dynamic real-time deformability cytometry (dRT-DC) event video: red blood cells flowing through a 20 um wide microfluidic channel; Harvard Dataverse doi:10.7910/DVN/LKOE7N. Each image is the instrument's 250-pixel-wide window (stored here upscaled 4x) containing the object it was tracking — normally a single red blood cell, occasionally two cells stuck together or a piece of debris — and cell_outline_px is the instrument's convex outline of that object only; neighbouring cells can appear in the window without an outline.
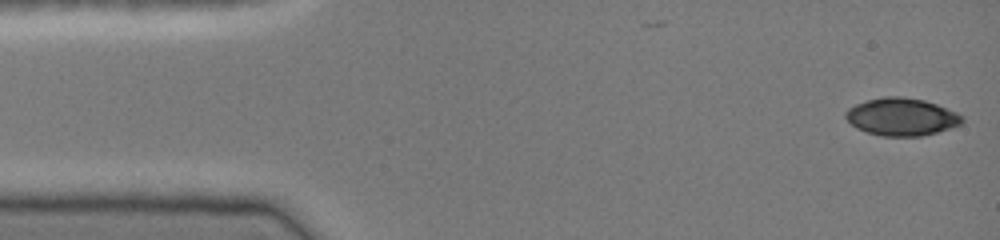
{"species": "common noctule bat (a hibernating species)", "species_latin": "Nyctalus noctula", "temperature_condition": "cold", "stored_images_in_passage": 45, "camera_frame_rate_fps": 3000, "um_per_image_px": 0.085, "animal": {"sex": "female", "body_mass_g": 19.0, "forearm_length_mm": 51.5}, "frame": {"image": 1, "passage_image": 1, "time_ms": 0.0, "image_size_px": [1000, 240], "cell_outline_px": [[964, 120], [960, 124], [952, 128], [920, 136], [880, 136], [856, 128], [844, 116], [844, 112], [848, 108], [856, 104], [868, 100], [884, 96], [900, 96], [924, 100], [936, 104], [956, 112], [964, 116]], "centroid_in_image_um": [76.63, 9.93], "position_along_channel_um": 8.4, "area_um2": 25.49}}
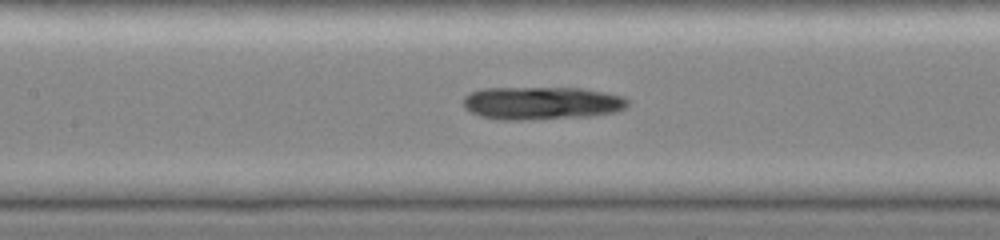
{"frame": {"image": 2, "passage_image": 20, "time_ms": 6.333, "image_size_px": [1000, 240], "cell_outline_px": [[628, 104], [624, 108], [616, 112], [592, 116], [524, 120], [500, 120], [480, 116], [464, 108], [464, 96], [480, 88], [584, 88], [624, 96], [628, 100]], "centroid_in_image_um": [46.05, 8.76], "position_along_channel_um": 161.4, "area_um2": 31.79}}
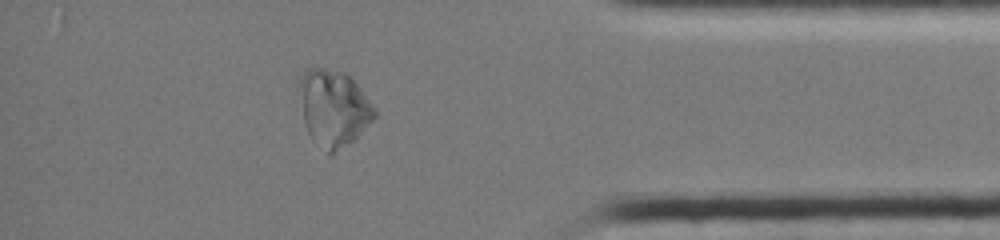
{"frame": {"image": 3, "passage_image": 39, "time_ms": 12.667, "image_size_px": [1000, 240], "cell_outline_px": [[376, 116], [352, 140], [332, 156], [328, 156], [312, 140], [304, 124], [300, 84], [300, 80], [304, 72], [308, 68], [320, 68], [344, 72], [356, 84], [376, 108]], "centroid_in_image_um": [28.35, 9.23], "position_along_channel_um": 406.8, "area_um2": 32.95}}